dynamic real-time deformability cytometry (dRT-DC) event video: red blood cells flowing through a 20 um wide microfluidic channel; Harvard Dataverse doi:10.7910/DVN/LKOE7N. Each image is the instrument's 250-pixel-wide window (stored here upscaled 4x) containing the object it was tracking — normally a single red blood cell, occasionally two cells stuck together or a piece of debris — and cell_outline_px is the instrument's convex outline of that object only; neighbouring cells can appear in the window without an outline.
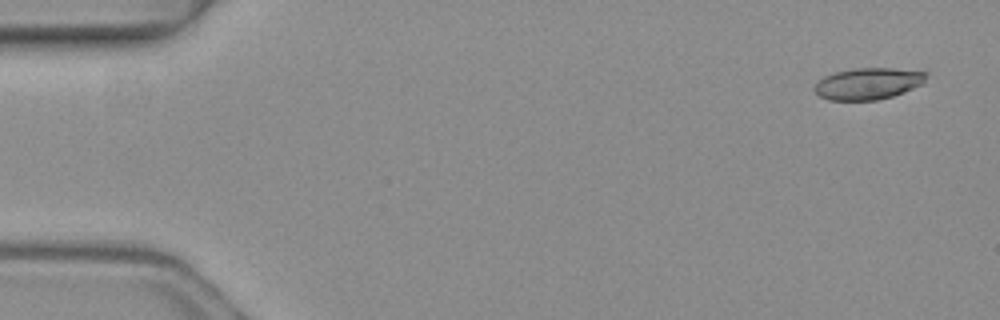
{"species": "common noctule bat (a hibernating species)", "species_latin": "Nyctalus noctula", "temperature_condition": "warm", "stored_images_in_passage": 4, "camera_frame_rate_fps": 3000, "um_per_image_px": 0.085, "animal": {"sex": "female", "body_mass_g": 19.3, "forearm_length_mm": 54.1}, "frame": {"image": 1, "passage_image": 1, "time_ms": 0.0, "image_size_px": [1000, 320], "cell_outline_px": [[928, 76], [924, 84], [904, 92], [892, 96], [876, 100], [828, 100], [820, 96], [812, 88], [824, 76], [836, 72], [856, 68], [892, 68], [928, 72]], "centroid_in_image_um": [73.83, 7.1], "position_along_channel_um": 11.2, "area_um2": 20.63}}
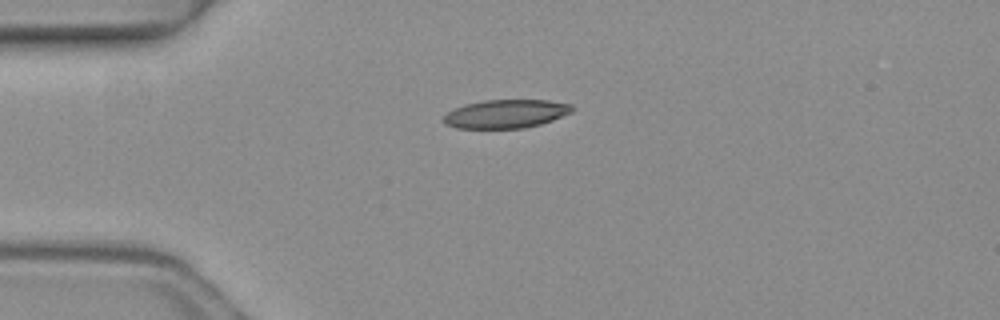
{"frame": {"image": 2, "passage_image": 3, "time_ms": 0.667, "image_size_px": [1000, 320], "cell_outline_px": [[576, 108], [572, 112], [552, 120], [540, 124], [524, 128], [456, 128], [444, 124], [444, 116], [448, 112], [464, 104], [484, 100], [548, 100], [572, 104]], "centroid_in_image_um": [43.03, 9.67], "position_along_channel_um": 42.0, "area_um2": 21.39}}